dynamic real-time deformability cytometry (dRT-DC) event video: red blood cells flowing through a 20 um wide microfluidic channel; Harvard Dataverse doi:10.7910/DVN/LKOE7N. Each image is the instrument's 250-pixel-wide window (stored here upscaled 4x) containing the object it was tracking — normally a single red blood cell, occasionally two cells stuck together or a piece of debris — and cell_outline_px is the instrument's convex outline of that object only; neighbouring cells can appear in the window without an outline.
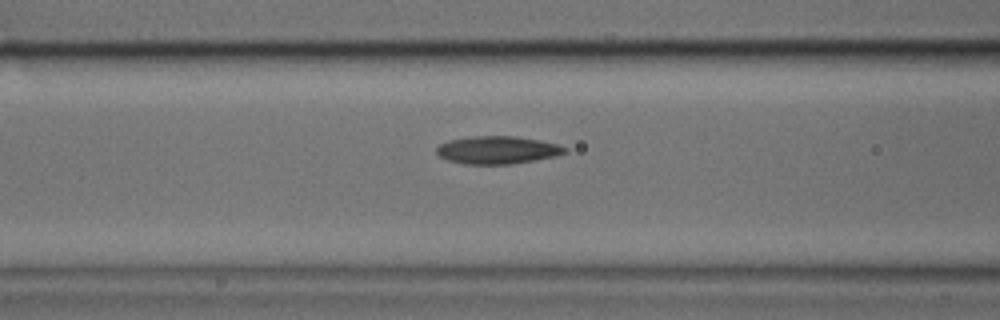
{"species": "common noctule bat (a hibernating species)", "species_latin": "Nyctalus noctula", "temperature_condition": "cold", "stored_images_in_passage": 32, "camera_frame_rate_fps": 3000, "um_per_image_px": 0.085, "animal": {"sex": "male", "body_mass_g": 17.9, "forearm_length_mm": 54.2}, "frame": {"image": 1, "passage_image": 9, "time_ms": 2.667, "image_size_px": [1000, 320], "cell_outline_px": [[568, 152], [556, 156], [512, 164], [464, 164], [448, 160], [440, 156], [436, 152], [436, 148], [440, 144], [448, 140], [472, 136], [516, 136], [540, 140], [556, 144], [568, 148]], "centroid_in_image_um": [42.29, 12.75], "position_along_channel_um": 124.3, "area_um2": 20.81}}
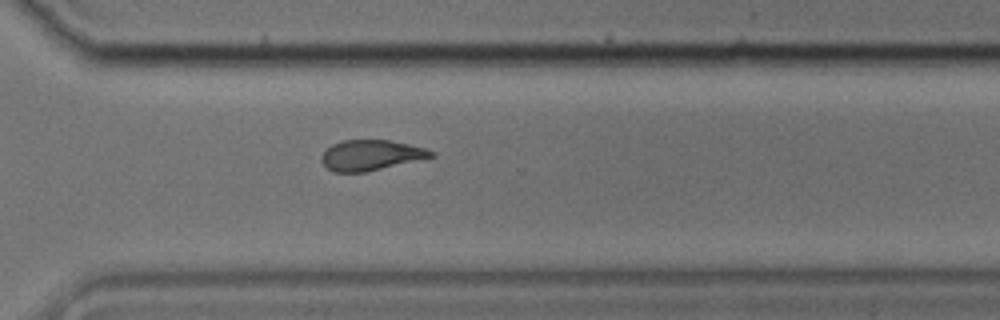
{"frame": {"image": 2, "passage_image": 25, "time_ms": 8.0, "image_size_px": [1000, 320], "cell_outline_px": [[436, 156], [364, 172], [336, 172], [328, 168], [324, 164], [324, 152], [332, 144], [344, 140], [388, 140], [408, 144], [424, 148], [436, 152]], "centroid_in_image_um": [31.58, 13.18], "position_along_channel_um": 339.0, "area_um2": 18.96}}
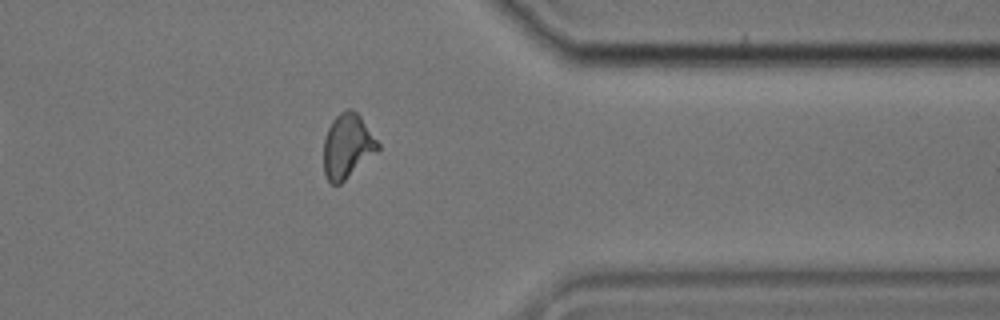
{"frame": {"image": 3, "passage_image": 29, "time_ms": 9.333, "image_size_px": [1000, 320], "cell_outline_px": [[380, 148], [376, 152], [340, 184], [332, 184], [324, 176], [324, 140], [328, 128], [332, 120], [340, 112], [348, 108], [356, 112], [360, 116], [380, 144]], "centroid_in_image_um": [29.51, 12.41], "position_along_channel_um": 381.9, "area_um2": 20.11}}